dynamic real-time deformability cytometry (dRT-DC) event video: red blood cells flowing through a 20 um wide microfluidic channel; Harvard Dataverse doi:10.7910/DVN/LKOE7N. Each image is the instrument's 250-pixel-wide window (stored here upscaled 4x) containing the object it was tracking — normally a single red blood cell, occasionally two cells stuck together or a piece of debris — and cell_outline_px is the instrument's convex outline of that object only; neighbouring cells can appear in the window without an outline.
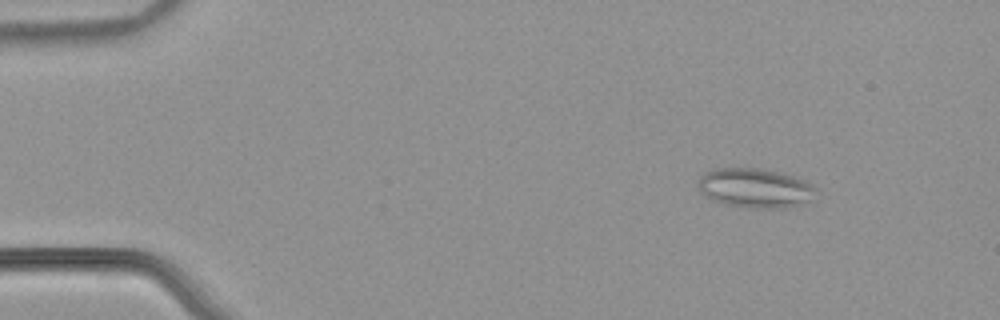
{"species": "common noctule bat (a hibernating species)", "species_latin": "Nyctalus noctula", "temperature_condition": "warm", "stored_images_in_passage": 53, "camera_frame_rate_fps": 3000, "um_per_image_px": 0.085, "animal": {"sex": "male", "body_mass_g": 21.5, "forearm_length_mm": 52.0}, "frame": {"image": 1, "passage_image": 7, "time_ms": 2.0, "image_size_px": [1000, 320], "cell_outline_px": [[816, 188], [808, 200], [800, 204], [780, 208], [752, 208], [724, 204], [708, 196], [696, 184], [700, 176], [704, 172], [716, 168], [756, 168], [776, 172], [792, 176], [804, 180], [812, 184]], "centroid_in_image_um": [64.14, 15.97], "position_along_channel_um": 20.9, "area_um2": 26.47}}
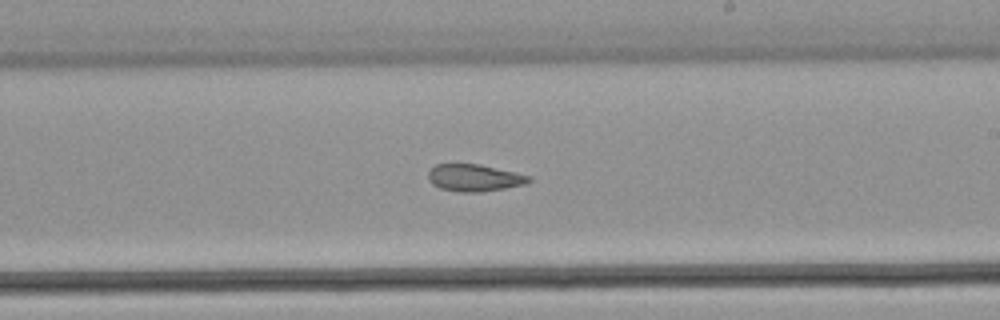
{"frame": {"image": 2, "passage_image": 32, "time_ms": 10.333, "image_size_px": [1000, 320], "cell_outline_px": [[532, 180], [524, 184], [504, 188], [480, 192], [460, 192], [440, 188], [432, 184], [428, 180], [428, 172], [436, 164], [480, 164], [516, 172], [528, 176]], "centroid_in_image_um": [40.29, 15.11], "position_along_channel_um": 248.7, "area_um2": 15.78}}
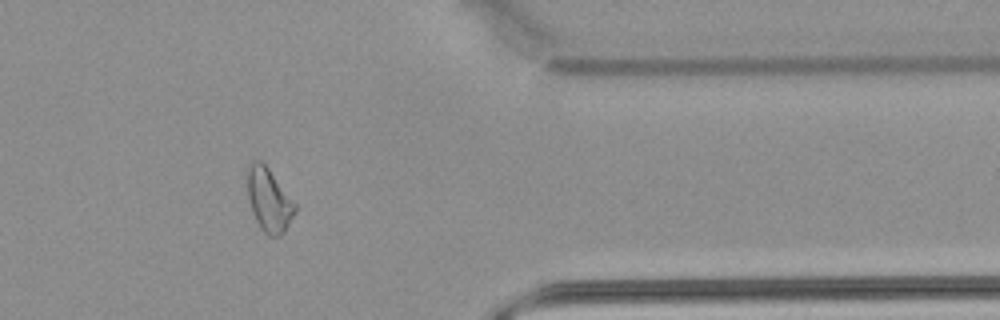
{"frame": {"image": 3, "passage_image": 44, "time_ms": 14.333, "image_size_px": [1000, 320], "cell_outline_px": [[296, 212], [284, 232], [280, 236], [268, 236], [260, 228], [252, 212], [248, 196], [244, 168], [252, 160], [260, 160], [268, 168], [296, 204]], "centroid_in_image_um": [22.81, 16.96], "position_along_channel_um": 388.6, "area_um2": 17.92}, "authors_computed_cell_mechanics": {"area_um2": 18.4382, "velocity_mm_per_s": 3.8998, "shape_relaxation_time_tau1_ms": null, "shape_relaxation_time_tau2_ms": 3.0604, "deformation_change_tau1": null, "deformation_change_tau2": 0.0983}}